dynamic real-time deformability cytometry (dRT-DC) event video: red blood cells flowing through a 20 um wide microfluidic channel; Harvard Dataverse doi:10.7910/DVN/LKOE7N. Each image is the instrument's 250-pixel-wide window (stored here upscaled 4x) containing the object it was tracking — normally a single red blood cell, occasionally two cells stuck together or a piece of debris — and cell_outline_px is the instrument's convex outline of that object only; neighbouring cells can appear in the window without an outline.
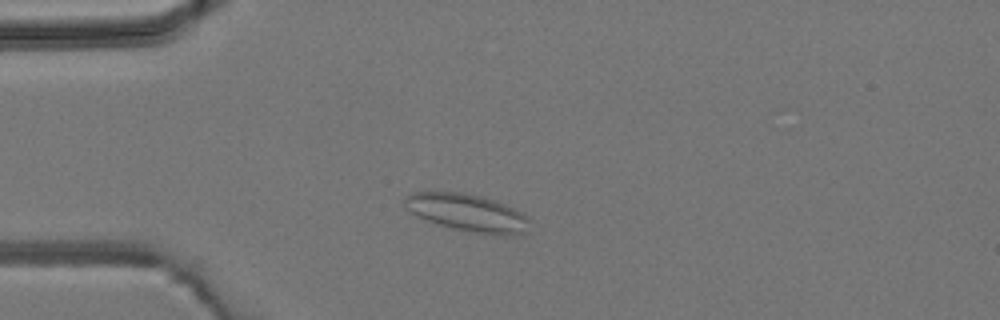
{"species": "common noctule bat (a hibernating species)", "species_latin": "Nyctalus noctula", "temperature_condition": "room temperature", "stored_images_in_passage": 2, "camera_frame_rate_fps": 3000, "um_per_image_px": 0.085, "animal": {"sex": "male", "body_mass_g": 19.2, "forearm_length_mm": 51.8}, "frame": {"image": 1, "passage_image": 1, "time_ms": 0.0, "image_size_px": [1000, 320], "cell_outline_px": [[532, 220], [528, 232], [508, 236], [500, 236], [472, 232], [452, 228], [416, 216], [404, 204], [404, 196], [412, 192], [460, 192], [480, 196], [496, 200], [524, 212]], "centroid_in_image_um": [39.83, 18.09], "position_along_channel_um": 45.2, "area_um2": 27.63}}